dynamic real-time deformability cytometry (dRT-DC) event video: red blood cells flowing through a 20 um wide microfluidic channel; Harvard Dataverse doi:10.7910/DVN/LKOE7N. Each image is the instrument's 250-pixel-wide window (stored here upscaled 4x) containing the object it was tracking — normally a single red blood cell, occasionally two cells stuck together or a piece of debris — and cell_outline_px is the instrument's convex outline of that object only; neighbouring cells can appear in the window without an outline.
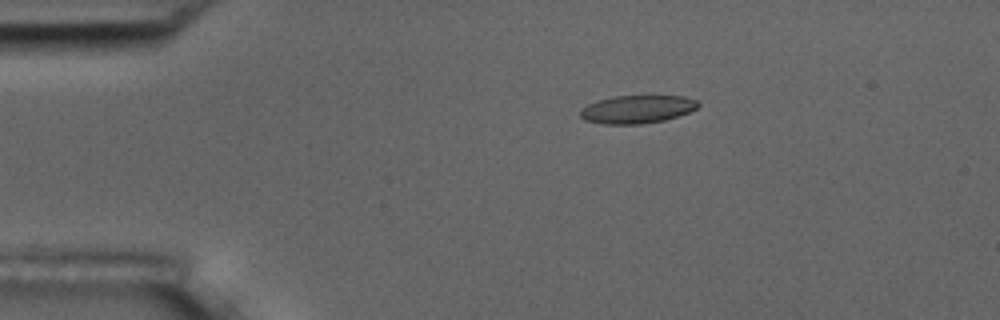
{"species": "common noctule bat (a hibernating species)", "species_latin": "Nyctalus noctula", "temperature_condition": "room temperature", "stored_images_in_passage": 9, "camera_frame_rate_fps": 3000, "um_per_image_px": 0.085, "animal": {"sex": "male", "body_mass_g": 17.5, "forearm_length_mm": 52.3}, "frame": {"image": 1, "passage_image": 1, "time_ms": 0.0, "image_size_px": [1000, 320], "cell_outline_px": [[700, 104], [696, 108], [688, 112], [664, 120], [640, 124], [604, 124], [584, 120], [580, 116], [580, 108], [596, 100], [612, 96], [684, 96], [696, 100]], "centroid_in_image_um": [54.1, 9.28], "position_along_channel_um": 30.9, "area_um2": 19.25}}
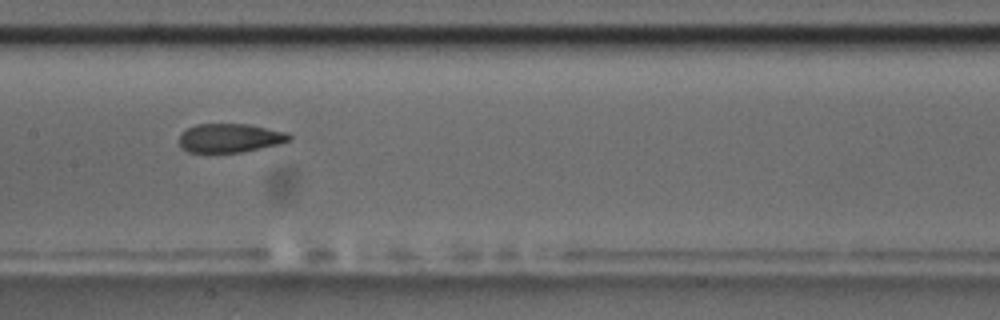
{"frame": {"image": 2, "passage_image": 6, "time_ms": 5.667, "image_size_px": [1000, 320], "cell_outline_px": [[292, 140], [280, 144], [240, 152], [188, 152], [180, 144], [180, 132], [196, 124], [248, 124], [288, 132], [292, 136]], "centroid_in_image_um": [19.58, 11.72], "position_along_channel_um": 187.8, "area_um2": 18.5}}
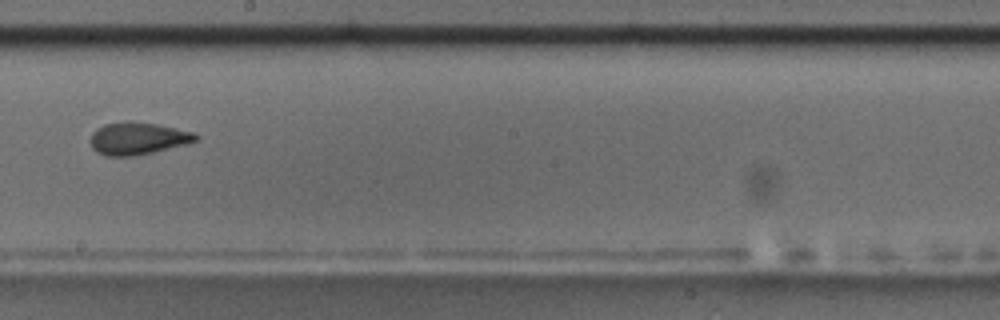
{"frame": {"image": 3, "passage_image": 7, "time_ms": 7.0, "image_size_px": [1000, 320], "cell_outline_px": [[200, 136], [196, 140], [188, 144], [136, 156], [104, 156], [96, 152], [92, 148], [88, 140], [92, 132], [96, 128], [104, 124], [124, 120], [156, 124], [176, 128], [192, 132]], "centroid_in_image_um": [11.65, 11.77], "position_along_channel_um": 236.5, "area_um2": 20.23}}